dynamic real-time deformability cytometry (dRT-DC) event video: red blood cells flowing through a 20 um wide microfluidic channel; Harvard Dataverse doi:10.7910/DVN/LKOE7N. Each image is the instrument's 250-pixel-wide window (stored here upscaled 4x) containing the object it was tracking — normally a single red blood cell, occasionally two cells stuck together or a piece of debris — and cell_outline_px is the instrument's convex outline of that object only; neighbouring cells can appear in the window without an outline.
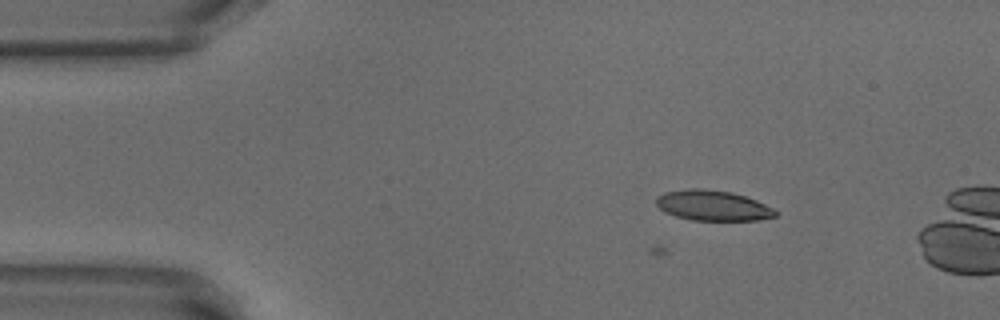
{"species": "common noctule bat (a hibernating species)", "species_latin": "Nyctalus noctula", "temperature_condition": "warm", "stored_images_in_passage": 7, "camera_frame_rate_fps": 3000, "um_per_image_px": 0.085, "animal": {"sex": "male", "body_mass_g": 18.8}, "frame": {"image": 1, "passage_image": 7, "time_ms": 2.0, "image_size_px": [1000, 320], "cell_outline_px": [[776, 216], [756, 220], [692, 220], [676, 216], [664, 212], [656, 204], [656, 196], [664, 192], [688, 188], [704, 188], [732, 192], [756, 200], [772, 208], [776, 212]], "centroid_in_image_um": [60.54, 17.45], "position_along_channel_um": 24.5, "area_um2": 21.04}}